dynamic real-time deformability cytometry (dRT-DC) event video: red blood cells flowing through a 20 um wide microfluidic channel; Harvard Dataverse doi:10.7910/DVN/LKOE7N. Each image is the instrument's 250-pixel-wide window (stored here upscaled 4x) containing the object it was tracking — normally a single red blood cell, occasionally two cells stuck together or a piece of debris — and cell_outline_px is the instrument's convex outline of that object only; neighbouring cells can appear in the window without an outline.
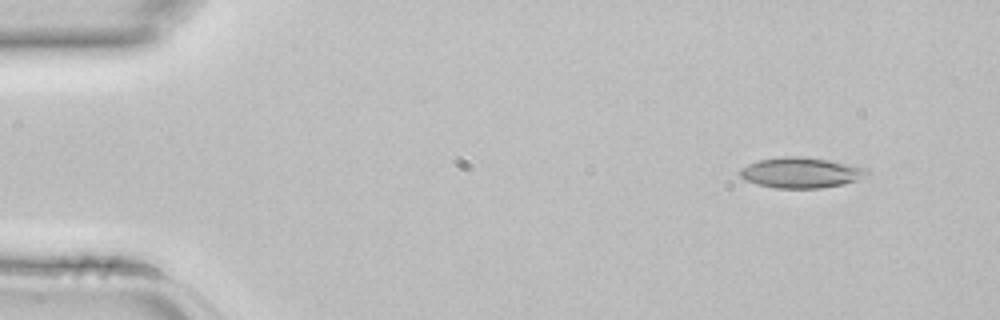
{"species": "common noctule bat (a hibernating species)", "species_latin": "Nyctalus noctula", "temperature_condition": "room temperature", "stored_images_in_passage": 3, "segment_of_instrument_passage": [1, 2], "camera_frame_rate_fps": 3000, "um_per_image_px": 0.085, "animal": {"sex": "female", "body_mass_g": 22.7, "forearm_length_mm": 54.2}, "frame": {"image": 1, "passage_image": 1, "time_ms": 0.0, "image_size_px": [1000, 320], "cell_outline_px": [[872, 172], [868, 176], [844, 184], [820, 188], [776, 188], [756, 184], [744, 180], [740, 176], [740, 168], [748, 164], [760, 160], [784, 156], [800, 156], [832, 160], [868, 168]], "centroid_in_image_um": [68.13, 14.67], "position_along_channel_um": 16.9, "area_um2": 22.89}}